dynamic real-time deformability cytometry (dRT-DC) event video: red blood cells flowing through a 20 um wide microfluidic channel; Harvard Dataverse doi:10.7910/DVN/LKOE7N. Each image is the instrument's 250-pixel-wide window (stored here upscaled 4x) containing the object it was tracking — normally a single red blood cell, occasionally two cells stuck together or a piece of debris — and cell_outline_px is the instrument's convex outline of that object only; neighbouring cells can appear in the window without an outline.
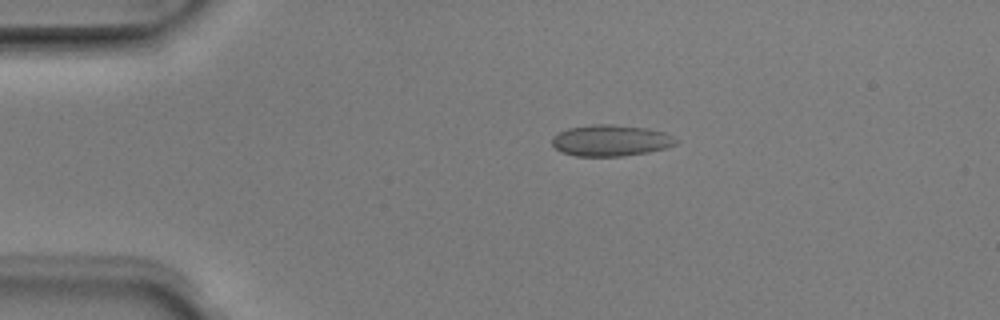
{"species": "Egyptian fruit bat (a non-hibernating species)", "species_latin": "Rousettus aegyptiacus", "temperature_condition": "room temperature", "stored_images_in_passage": 3, "segment_of_instrument_passage": [1, 2], "camera_frame_rate_fps": 3000, "um_per_image_px": 0.085, "animal": {"sex": "male"}, "frame": {"image": 1, "passage_image": 1, "time_ms": 0.0, "image_size_px": [1000, 320], "cell_outline_px": [[680, 140], [676, 144], [664, 148], [648, 152], [620, 156], [576, 156], [560, 152], [552, 144], [552, 136], [568, 128], [592, 124], [612, 124], [648, 128], [664, 132]], "centroid_in_image_um": [51.91, 11.93], "position_along_channel_um": 33.1, "area_um2": 22.66}}